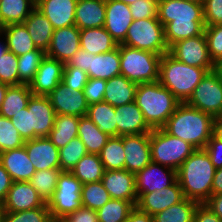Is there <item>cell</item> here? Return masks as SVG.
Masks as SVG:
<instances>
[{"label": "cell", "instance_id": "1", "mask_svg": "<svg viewBox=\"0 0 222 222\" xmlns=\"http://www.w3.org/2000/svg\"><path fill=\"white\" fill-rule=\"evenodd\" d=\"M158 20L164 26L168 47L172 44L202 35L205 21L203 4L191 0H162L158 2Z\"/></svg>", "mask_w": 222, "mask_h": 222}, {"label": "cell", "instance_id": "2", "mask_svg": "<svg viewBox=\"0 0 222 222\" xmlns=\"http://www.w3.org/2000/svg\"><path fill=\"white\" fill-rule=\"evenodd\" d=\"M215 167L205 149H196L177 170V180L183 195L199 204L212 195Z\"/></svg>", "mask_w": 222, "mask_h": 222}, {"label": "cell", "instance_id": "3", "mask_svg": "<svg viewBox=\"0 0 222 222\" xmlns=\"http://www.w3.org/2000/svg\"><path fill=\"white\" fill-rule=\"evenodd\" d=\"M168 134L189 142L196 149H204L213 135L214 117L180 103L162 127Z\"/></svg>", "mask_w": 222, "mask_h": 222}, {"label": "cell", "instance_id": "4", "mask_svg": "<svg viewBox=\"0 0 222 222\" xmlns=\"http://www.w3.org/2000/svg\"><path fill=\"white\" fill-rule=\"evenodd\" d=\"M212 69L189 66L166 53L160 59L158 81L180 103H185L192 95L196 86Z\"/></svg>", "mask_w": 222, "mask_h": 222}, {"label": "cell", "instance_id": "5", "mask_svg": "<svg viewBox=\"0 0 222 222\" xmlns=\"http://www.w3.org/2000/svg\"><path fill=\"white\" fill-rule=\"evenodd\" d=\"M134 102L152 129L162 128L180 104L158 80L138 84Z\"/></svg>", "mask_w": 222, "mask_h": 222}, {"label": "cell", "instance_id": "6", "mask_svg": "<svg viewBox=\"0 0 222 222\" xmlns=\"http://www.w3.org/2000/svg\"><path fill=\"white\" fill-rule=\"evenodd\" d=\"M121 75L136 84L155 82L159 79L162 55L119 44Z\"/></svg>", "mask_w": 222, "mask_h": 222}, {"label": "cell", "instance_id": "7", "mask_svg": "<svg viewBox=\"0 0 222 222\" xmlns=\"http://www.w3.org/2000/svg\"><path fill=\"white\" fill-rule=\"evenodd\" d=\"M196 150L189 142L168 134L163 128L150 133L151 162L178 170L181 164Z\"/></svg>", "mask_w": 222, "mask_h": 222}, {"label": "cell", "instance_id": "8", "mask_svg": "<svg viewBox=\"0 0 222 222\" xmlns=\"http://www.w3.org/2000/svg\"><path fill=\"white\" fill-rule=\"evenodd\" d=\"M122 44L159 55L169 52L164 36V26L158 17L133 20Z\"/></svg>", "mask_w": 222, "mask_h": 222}, {"label": "cell", "instance_id": "9", "mask_svg": "<svg viewBox=\"0 0 222 222\" xmlns=\"http://www.w3.org/2000/svg\"><path fill=\"white\" fill-rule=\"evenodd\" d=\"M82 183L69 171H61L53 197L47 203L53 220H62L82 206Z\"/></svg>", "mask_w": 222, "mask_h": 222}, {"label": "cell", "instance_id": "10", "mask_svg": "<svg viewBox=\"0 0 222 222\" xmlns=\"http://www.w3.org/2000/svg\"><path fill=\"white\" fill-rule=\"evenodd\" d=\"M185 103L213 117L221 116L222 82L212 71L208 72Z\"/></svg>", "mask_w": 222, "mask_h": 222}, {"label": "cell", "instance_id": "11", "mask_svg": "<svg viewBox=\"0 0 222 222\" xmlns=\"http://www.w3.org/2000/svg\"><path fill=\"white\" fill-rule=\"evenodd\" d=\"M168 53L189 66L213 68L204 33L172 44Z\"/></svg>", "mask_w": 222, "mask_h": 222}, {"label": "cell", "instance_id": "12", "mask_svg": "<svg viewBox=\"0 0 222 222\" xmlns=\"http://www.w3.org/2000/svg\"><path fill=\"white\" fill-rule=\"evenodd\" d=\"M56 115L86 116L88 103L83 90H74L62 82L47 96Z\"/></svg>", "mask_w": 222, "mask_h": 222}, {"label": "cell", "instance_id": "13", "mask_svg": "<svg viewBox=\"0 0 222 222\" xmlns=\"http://www.w3.org/2000/svg\"><path fill=\"white\" fill-rule=\"evenodd\" d=\"M161 166V167H160ZM163 167V168H162ZM166 170L164 171V169ZM177 180V171L154 162L135 173L137 196L171 186Z\"/></svg>", "mask_w": 222, "mask_h": 222}, {"label": "cell", "instance_id": "14", "mask_svg": "<svg viewBox=\"0 0 222 222\" xmlns=\"http://www.w3.org/2000/svg\"><path fill=\"white\" fill-rule=\"evenodd\" d=\"M31 120V140L48 137L54 127L55 111L47 96L33 95L27 104Z\"/></svg>", "mask_w": 222, "mask_h": 222}, {"label": "cell", "instance_id": "15", "mask_svg": "<svg viewBox=\"0 0 222 222\" xmlns=\"http://www.w3.org/2000/svg\"><path fill=\"white\" fill-rule=\"evenodd\" d=\"M184 195L176 180L171 186L162 188L159 191L142 193L138 197L136 206L143 212L154 216L155 214L181 202Z\"/></svg>", "mask_w": 222, "mask_h": 222}, {"label": "cell", "instance_id": "16", "mask_svg": "<svg viewBox=\"0 0 222 222\" xmlns=\"http://www.w3.org/2000/svg\"><path fill=\"white\" fill-rule=\"evenodd\" d=\"M80 49V29L76 26L58 28L53 31L46 56L66 64Z\"/></svg>", "mask_w": 222, "mask_h": 222}, {"label": "cell", "instance_id": "17", "mask_svg": "<svg viewBox=\"0 0 222 222\" xmlns=\"http://www.w3.org/2000/svg\"><path fill=\"white\" fill-rule=\"evenodd\" d=\"M125 169L136 173L151 162L150 133L123 135Z\"/></svg>", "mask_w": 222, "mask_h": 222}, {"label": "cell", "instance_id": "18", "mask_svg": "<svg viewBox=\"0 0 222 222\" xmlns=\"http://www.w3.org/2000/svg\"><path fill=\"white\" fill-rule=\"evenodd\" d=\"M111 199L130 201L136 206L138 196L135 189V173L123 170H105L102 180Z\"/></svg>", "mask_w": 222, "mask_h": 222}, {"label": "cell", "instance_id": "19", "mask_svg": "<svg viewBox=\"0 0 222 222\" xmlns=\"http://www.w3.org/2000/svg\"><path fill=\"white\" fill-rule=\"evenodd\" d=\"M64 63L45 56L29 83L33 95L48 96L62 82Z\"/></svg>", "mask_w": 222, "mask_h": 222}, {"label": "cell", "instance_id": "20", "mask_svg": "<svg viewBox=\"0 0 222 222\" xmlns=\"http://www.w3.org/2000/svg\"><path fill=\"white\" fill-rule=\"evenodd\" d=\"M106 14L104 28L117 44H122L133 18L129 5L117 0H105Z\"/></svg>", "mask_w": 222, "mask_h": 222}, {"label": "cell", "instance_id": "21", "mask_svg": "<svg viewBox=\"0 0 222 222\" xmlns=\"http://www.w3.org/2000/svg\"><path fill=\"white\" fill-rule=\"evenodd\" d=\"M45 204L29 181L13 182L3 202L7 212L30 210Z\"/></svg>", "mask_w": 222, "mask_h": 222}, {"label": "cell", "instance_id": "22", "mask_svg": "<svg viewBox=\"0 0 222 222\" xmlns=\"http://www.w3.org/2000/svg\"><path fill=\"white\" fill-rule=\"evenodd\" d=\"M36 171L60 168L59 149L48 137H37L24 143Z\"/></svg>", "mask_w": 222, "mask_h": 222}, {"label": "cell", "instance_id": "23", "mask_svg": "<svg viewBox=\"0 0 222 222\" xmlns=\"http://www.w3.org/2000/svg\"><path fill=\"white\" fill-rule=\"evenodd\" d=\"M115 116L117 136L151 133L152 128L147 124L142 111L134 101L115 107Z\"/></svg>", "mask_w": 222, "mask_h": 222}, {"label": "cell", "instance_id": "24", "mask_svg": "<svg viewBox=\"0 0 222 222\" xmlns=\"http://www.w3.org/2000/svg\"><path fill=\"white\" fill-rule=\"evenodd\" d=\"M78 0H41L36 8L51 22L53 29L75 25Z\"/></svg>", "mask_w": 222, "mask_h": 222}, {"label": "cell", "instance_id": "25", "mask_svg": "<svg viewBox=\"0 0 222 222\" xmlns=\"http://www.w3.org/2000/svg\"><path fill=\"white\" fill-rule=\"evenodd\" d=\"M0 163L14 182L29 181L36 172L24 146L0 153Z\"/></svg>", "mask_w": 222, "mask_h": 222}, {"label": "cell", "instance_id": "26", "mask_svg": "<svg viewBox=\"0 0 222 222\" xmlns=\"http://www.w3.org/2000/svg\"><path fill=\"white\" fill-rule=\"evenodd\" d=\"M105 0H78L75 12V25L80 29L104 27Z\"/></svg>", "mask_w": 222, "mask_h": 222}, {"label": "cell", "instance_id": "27", "mask_svg": "<svg viewBox=\"0 0 222 222\" xmlns=\"http://www.w3.org/2000/svg\"><path fill=\"white\" fill-rule=\"evenodd\" d=\"M89 78L109 80L114 76L121 75V62L119 45L107 53L93 55L90 53Z\"/></svg>", "mask_w": 222, "mask_h": 222}, {"label": "cell", "instance_id": "28", "mask_svg": "<svg viewBox=\"0 0 222 222\" xmlns=\"http://www.w3.org/2000/svg\"><path fill=\"white\" fill-rule=\"evenodd\" d=\"M137 86L138 84L129 81L123 75L114 76L107 80L103 101L113 107L133 102L135 100Z\"/></svg>", "mask_w": 222, "mask_h": 222}, {"label": "cell", "instance_id": "29", "mask_svg": "<svg viewBox=\"0 0 222 222\" xmlns=\"http://www.w3.org/2000/svg\"><path fill=\"white\" fill-rule=\"evenodd\" d=\"M118 44L104 27L80 30V48L97 55L117 48Z\"/></svg>", "mask_w": 222, "mask_h": 222}, {"label": "cell", "instance_id": "30", "mask_svg": "<svg viewBox=\"0 0 222 222\" xmlns=\"http://www.w3.org/2000/svg\"><path fill=\"white\" fill-rule=\"evenodd\" d=\"M23 24L26 26L34 45L46 52L54 31L48 18L35 8Z\"/></svg>", "mask_w": 222, "mask_h": 222}, {"label": "cell", "instance_id": "31", "mask_svg": "<svg viewBox=\"0 0 222 222\" xmlns=\"http://www.w3.org/2000/svg\"><path fill=\"white\" fill-rule=\"evenodd\" d=\"M78 116L56 115L54 127L50 131L48 138L58 148L65 147L72 139L78 137Z\"/></svg>", "mask_w": 222, "mask_h": 222}, {"label": "cell", "instance_id": "32", "mask_svg": "<svg viewBox=\"0 0 222 222\" xmlns=\"http://www.w3.org/2000/svg\"><path fill=\"white\" fill-rule=\"evenodd\" d=\"M78 137L89 154L99 155L110 136L101 131L87 116L80 117Z\"/></svg>", "mask_w": 222, "mask_h": 222}, {"label": "cell", "instance_id": "33", "mask_svg": "<svg viewBox=\"0 0 222 222\" xmlns=\"http://www.w3.org/2000/svg\"><path fill=\"white\" fill-rule=\"evenodd\" d=\"M86 116L104 133L110 137L117 136L115 107L102 101L88 105Z\"/></svg>", "mask_w": 222, "mask_h": 222}, {"label": "cell", "instance_id": "34", "mask_svg": "<svg viewBox=\"0 0 222 222\" xmlns=\"http://www.w3.org/2000/svg\"><path fill=\"white\" fill-rule=\"evenodd\" d=\"M3 34L5 35L8 51L13 52L16 56L37 49L23 23L7 25Z\"/></svg>", "mask_w": 222, "mask_h": 222}, {"label": "cell", "instance_id": "35", "mask_svg": "<svg viewBox=\"0 0 222 222\" xmlns=\"http://www.w3.org/2000/svg\"><path fill=\"white\" fill-rule=\"evenodd\" d=\"M31 96L28 84L9 86L0 107V115L12 119L16 113L27 107Z\"/></svg>", "mask_w": 222, "mask_h": 222}, {"label": "cell", "instance_id": "36", "mask_svg": "<svg viewBox=\"0 0 222 222\" xmlns=\"http://www.w3.org/2000/svg\"><path fill=\"white\" fill-rule=\"evenodd\" d=\"M103 163L97 154H87L70 171L82 184L98 182L104 174Z\"/></svg>", "mask_w": 222, "mask_h": 222}, {"label": "cell", "instance_id": "37", "mask_svg": "<svg viewBox=\"0 0 222 222\" xmlns=\"http://www.w3.org/2000/svg\"><path fill=\"white\" fill-rule=\"evenodd\" d=\"M196 201L184 198L181 202L155 214L154 222H194Z\"/></svg>", "mask_w": 222, "mask_h": 222}, {"label": "cell", "instance_id": "38", "mask_svg": "<svg viewBox=\"0 0 222 222\" xmlns=\"http://www.w3.org/2000/svg\"><path fill=\"white\" fill-rule=\"evenodd\" d=\"M104 170L125 169V151L122 136H112L108 139L99 154Z\"/></svg>", "mask_w": 222, "mask_h": 222}, {"label": "cell", "instance_id": "39", "mask_svg": "<svg viewBox=\"0 0 222 222\" xmlns=\"http://www.w3.org/2000/svg\"><path fill=\"white\" fill-rule=\"evenodd\" d=\"M35 8L36 4L32 0H3L0 2L1 16L6 25L23 23Z\"/></svg>", "mask_w": 222, "mask_h": 222}, {"label": "cell", "instance_id": "40", "mask_svg": "<svg viewBox=\"0 0 222 222\" xmlns=\"http://www.w3.org/2000/svg\"><path fill=\"white\" fill-rule=\"evenodd\" d=\"M61 171L60 168L36 171L30 178V184L36 189L45 203H48L53 197Z\"/></svg>", "mask_w": 222, "mask_h": 222}, {"label": "cell", "instance_id": "41", "mask_svg": "<svg viewBox=\"0 0 222 222\" xmlns=\"http://www.w3.org/2000/svg\"><path fill=\"white\" fill-rule=\"evenodd\" d=\"M135 206L130 201L110 199L97 213L99 222H125Z\"/></svg>", "mask_w": 222, "mask_h": 222}, {"label": "cell", "instance_id": "42", "mask_svg": "<svg viewBox=\"0 0 222 222\" xmlns=\"http://www.w3.org/2000/svg\"><path fill=\"white\" fill-rule=\"evenodd\" d=\"M46 52L37 48L18 57L19 85L28 84L33 80Z\"/></svg>", "mask_w": 222, "mask_h": 222}, {"label": "cell", "instance_id": "43", "mask_svg": "<svg viewBox=\"0 0 222 222\" xmlns=\"http://www.w3.org/2000/svg\"><path fill=\"white\" fill-rule=\"evenodd\" d=\"M111 199L110 194L104 188L101 181L86 183L82 185V206L97 211Z\"/></svg>", "mask_w": 222, "mask_h": 222}, {"label": "cell", "instance_id": "44", "mask_svg": "<svg viewBox=\"0 0 222 222\" xmlns=\"http://www.w3.org/2000/svg\"><path fill=\"white\" fill-rule=\"evenodd\" d=\"M87 154L86 147L80 138L72 139L65 147L59 149L60 169L70 172Z\"/></svg>", "mask_w": 222, "mask_h": 222}, {"label": "cell", "instance_id": "45", "mask_svg": "<svg viewBox=\"0 0 222 222\" xmlns=\"http://www.w3.org/2000/svg\"><path fill=\"white\" fill-rule=\"evenodd\" d=\"M25 141L14 127L11 119L0 115V153L21 148Z\"/></svg>", "mask_w": 222, "mask_h": 222}, {"label": "cell", "instance_id": "46", "mask_svg": "<svg viewBox=\"0 0 222 222\" xmlns=\"http://www.w3.org/2000/svg\"><path fill=\"white\" fill-rule=\"evenodd\" d=\"M52 217L47 203L43 207L30 210L7 212L5 211L3 222H52Z\"/></svg>", "mask_w": 222, "mask_h": 222}, {"label": "cell", "instance_id": "47", "mask_svg": "<svg viewBox=\"0 0 222 222\" xmlns=\"http://www.w3.org/2000/svg\"><path fill=\"white\" fill-rule=\"evenodd\" d=\"M0 82L8 86L19 85L18 57L10 51L0 59Z\"/></svg>", "mask_w": 222, "mask_h": 222}, {"label": "cell", "instance_id": "48", "mask_svg": "<svg viewBox=\"0 0 222 222\" xmlns=\"http://www.w3.org/2000/svg\"><path fill=\"white\" fill-rule=\"evenodd\" d=\"M204 35L213 63L222 59V24L205 26Z\"/></svg>", "mask_w": 222, "mask_h": 222}, {"label": "cell", "instance_id": "49", "mask_svg": "<svg viewBox=\"0 0 222 222\" xmlns=\"http://www.w3.org/2000/svg\"><path fill=\"white\" fill-rule=\"evenodd\" d=\"M89 80L86 72L78 67L64 66L62 83L74 90H83Z\"/></svg>", "mask_w": 222, "mask_h": 222}, {"label": "cell", "instance_id": "50", "mask_svg": "<svg viewBox=\"0 0 222 222\" xmlns=\"http://www.w3.org/2000/svg\"><path fill=\"white\" fill-rule=\"evenodd\" d=\"M133 20L158 17L157 0H137L129 5Z\"/></svg>", "mask_w": 222, "mask_h": 222}, {"label": "cell", "instance_id": "51", "mask_svg": "<svg viewBox=\"0 0 222 222\" xmlns=\"http://www.w3.org/2000/svg\"><path fill=\"white\" fill-rule=\"evenodd\" d=\"M107 80L89 78L87 84L83 88V93L88 105L102 102L106 90Z\"/></svg>", "mask_w": 222, "mask_h": 222}, {"label": "cell", "instance_id": "52", "mask_svg": "<svg viewBox=\"0 0 222 222\" xmlns=\"http://www.w3.org/2000/svg\"><path fill=\"white\" fill-rule=\"evenodd\" d=\"M205 26L222 24V0H204Z\"/></svg>", "mask_w": 222, "mask_h": 222}, {"label": "cell", "instance_id": "53", "mask_svg": "<svg viewBox=\"0 0 222 222\" xmlns=\"http://www.w3.org/2000/svg\"><path fill=\"white\" fill-rule=\"evenodd\" d=\"M11 121L24 141L31 140V120L27 107L16 113Z\"/></svg>", "mask_w": 222, "mask_h": 222}, {"label": "cell", "instance_id": "54", "mask_svg": "<svg viewBox=\"0 0 222 222\" xmlns=\"http://www.w3.org/2000/svg\"><path fill=\"white\" fill-rule=\"evenodd\" d=\"M204 149L210 156L215 169L222 168V140L212 135Z\"/></svg>", "mask_w": 222, "mask_h": 222}, {"label": "cell", "instance_id": "55", "mask_svg": "<svg viewBox=\"0 0 222 222\" xmlns=\"http://www.w3.org/2000/svg\"><path fill=\"white\" fill-rule=\"evenodd\" d=\"M63 222H99L96 211L81 206L73 213H69L62 219Z\"/></svg>", "mask_w": 222, "mask_h": 222}, {"label": "cell", "instance_id": "56", "mask_svg": "<svg viewBox=\"0 0 222 222\" xmlns=\"http://www.w3.org/2000/svg\"><path fill=\"white\" fill-rule=\"evenodd\" d=\"M90 62V53L80 48L64 66L78 67L84 72H88Z\"/></svg>", "mask_w": 222, "mask_h": 222}, {"label": "cell", "instance_id": "57", "mask_svg": "<svg viewBox=\"0 0 222 222\" xmlns=\"http://www.w3.org/2000/svg\"><path fill=\"white\" fill-rule=\"evenodd\" d=\"M194 222H222V220L203 203L197 205Z\"/></svg>", "mask_w": 222, "mask_h": 222}, {"label": "cell", "instance_id": "58", "mask_svg": "<svg viewBox=\"0 0 222 222\" xmlns=\"http://www.w3.org/2000/svg\"><path fill=\"white\" fill-rule=\"evenodd\" d=\"M13 182L11 176L0 163V203L4 202Z\"/></svg>", "mask_w": 222, "mask_h": 222}, {"label": "cell", "instance_id": "59", "mask_svg": "<svg viewBox=\"0 0 222 222\" xmlns=\"http://www.w3.org/2000/svg\"><path fill=\"white\" fill-rule=\"evenodd\" d=\"M204 204L222 220V193L212 194Z\"/></svg>", "mask_w": 222, "mask_h": 222}, {"label": "cell", "instance_id": "60", "mask_svg": "<svg viewBox=\"0 0 222 222\" xmlns=\"http://www.w3.org/2000/svg\"><path fill=\"white\" fill-rule=\"evenodd\" d=\"M125 222H154L153 216L141 211L135 206L129 213Z\"/></svg>", "mask_w": 222, "mask_h": 222}, {"label": "cell", "instance_id": "61", "mask_svg": "<svg viewBox=\"0 0 222 222\" xmlns=\"http://www.w3.org/2000/svg\"><path fill=\"white\" fill-rule=\"evenodd\" d=\"M222 193V168L216 169L213 183H212V194Z\"/></svg>", "mask_w": 222, "mask_h": 222}, {"label": "cell", "instance_id": "62", "mask_svg": "<svg viewBox=\"0 0 222 222\" xmlns=\"http://www.w3.org/2000/svg\"><path fill=\"white\" fill-rule=\"evenodd\" d=\"M213 135L222 140V115L214 117Z\"/></svg>", "mask_w": 222, "mask_h": 222}, {"label": "cell", "instance_id": "63", "mask_svg": "<svg viewBox=\"0 0 222 222\" xmlns=\"http://www.w3.org/2000/svg\"><path fill=\"white\" fill-rule=\"evenodd\" d=\"M212 72L219 78V80L222 82V59L217 60L213 63V69Z\"/></svg>", "mask_w": 222, "mask_h": 222}, {"label": "cell", "instance_id": "64", "mask_svg": "<svg viewBox=\"0 0 222 222\" xmlns=\"http://www.w3.org/2000/svg\"><path fill=\"white\" fill-rule=\"evenodd\" d=\"M9 86L0 82V107L2 102L4 101V97Z\"/></svg>", "mask_w": 222, "mask_h": 222}, {"label": "cell", "instance_id": "65", "mask_svg": "<svg viewBox=\"0 0 222 222\" xmlns=\"http://www.w3.org/2000/svg\"><path fill=\"white\" fill-rule=\"evenodd\" d=\"M1 35H3V34H0V37H1ZM7 51H8V46H7V42L5 39L4 43H2V42L0 43V59H1V57H3V54H5Z\"/></svg>", "mask_w": 222, "mask_h": 222}, {"label": "cell", "instance_id": "66", "mask_svg": "<svg viewBox=\"0 0 222 222\" xmlns=\"http://www.w3.org/2000/svg\"><path fill=\"white\" fill-rule=\"evenodd\" d=\"M6 24L4 23V20L1 16V12H0V34H3L4 29L6 28Z\"/></svg>", "mask_w": 222, "mask_h": 222}, {"label": "cell", "instance_id": "67", "mask_svg": "<svg viewBox=\"0 0 222 222\" xmlns=\"http://www.w3.org/2000/svg\"><path fill=\"white\" fill-rule=\"evenodd\" d=\"M4 214H5V207L3 203H0V222H3Z\"/></svg>", "mask_w": 222, "mask_h": 222}, {"label": "cell", "instance_id": "68", "mask_svg": "<svg viewBox=\"0 0 222 222\" xmlns=\"http://www.w3.org/2000/svg\"><path fill=\"white\" fill-rule=\"evenodd\" d=\"M117 1H121V2H123L125 4H127V5H130V4L134 3V2H136L137 0H117Z\"/></svg>", "mask_w": 222, "mask_h": 222}, {"label": "cell", "instance_id": "69", "mask_svg": "<svg viewBox=\"0 0 222 222\" xmlns=\"http://www.w3.org/2000/svg\"><path fill=\"white\" fill-rule=\"evenodd\" d=\"M191 1L199 2V3H202V4L204 2V0H191Z\"/></svg>", "mask_w": 222, "mask_h": 222}, {"label": "cell", "instance_id": "70", "mask_svg": "<svg viewBox=\"0 0 222 222\" xmlns=\"http://www.w3.org/2000/svg\"><path fill=\"white\" fill-rule=\"evenodd\" d=\"M35 4H38L41 0H32Z\"/></svg>", "mask_w": 222, "mask_h": 222}, {"label": "cell", "instance_id": "71", "mask_svg": "<svg viewBox=\"0 0 222 222\" xmlns=\"http://www.w3.org/2000/svg\"><path fill=\"white\" fill-rule=\"evenodd\" d=\"M52 222H63L62 220H52Z\"/></svg>", "mask_w": 222, "mask_h": 222}]
</instances>
